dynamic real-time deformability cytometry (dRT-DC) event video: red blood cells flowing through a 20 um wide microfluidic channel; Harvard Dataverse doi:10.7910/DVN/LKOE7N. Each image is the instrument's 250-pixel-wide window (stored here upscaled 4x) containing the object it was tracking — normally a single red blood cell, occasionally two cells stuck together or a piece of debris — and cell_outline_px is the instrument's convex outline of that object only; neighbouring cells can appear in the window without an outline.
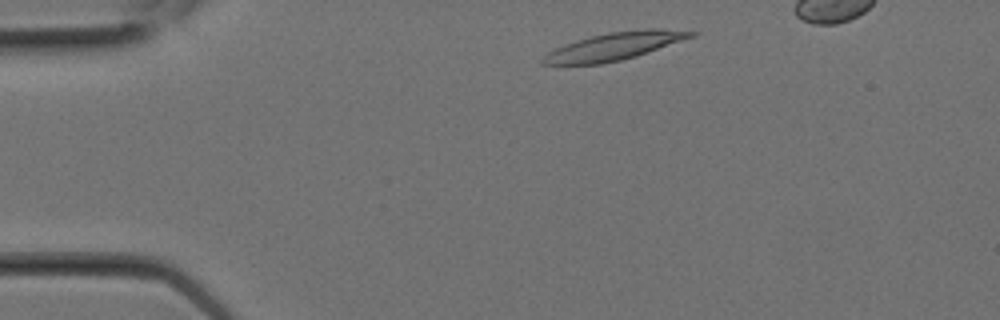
{"species": "Egyptian fruit bat (a non-hibernating species)", "species_latin": "Rousettus aegyptiacus", "temperature_condition": "room temperature", "stored_images_in_passage": 4, "camera_frame_rate_fps": 3000, "um_per_image_px": 0.085, "animal": {"sex": "female"}, "frame": {"image": 1, "passage_image": 1, "time_ms": 0.0, "image_size_px": [1000, 320], "cell_outline_px": [[700, 32], [696, 36], [636, 56], [620, 60], [600, 64], [540, 64], [540, 60], [548, 52], [564, 44], [576, 40], [608, 32], [644, 28], [656, 28]], "centroid_in_image_um": [52.25, 3.92], "position_along_channel_um": 32.7, "area_um2": 23.81}}
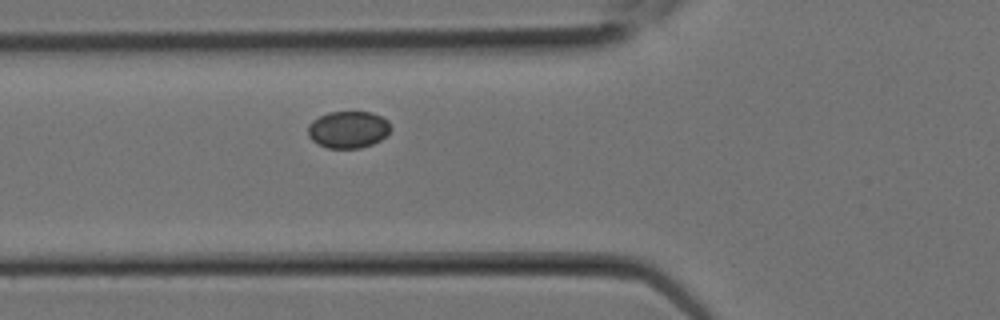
{"frame": {"image": 2, "passage_image": 3, "time_ms": 0.667, "image_size_px": [1000, 320], "cell_outline_px": [[392, 128], [380, 140], [372, 144], [360, 148], [328, 148], [312, 140], [308, 136], [308, 124], [312, 120], [328, 112], [372, 112], [388, 120]], "centroid_in_image_um": [29.59, 11.0], "position_along_channel_um": 96.2, "area_um2": 17.8}}